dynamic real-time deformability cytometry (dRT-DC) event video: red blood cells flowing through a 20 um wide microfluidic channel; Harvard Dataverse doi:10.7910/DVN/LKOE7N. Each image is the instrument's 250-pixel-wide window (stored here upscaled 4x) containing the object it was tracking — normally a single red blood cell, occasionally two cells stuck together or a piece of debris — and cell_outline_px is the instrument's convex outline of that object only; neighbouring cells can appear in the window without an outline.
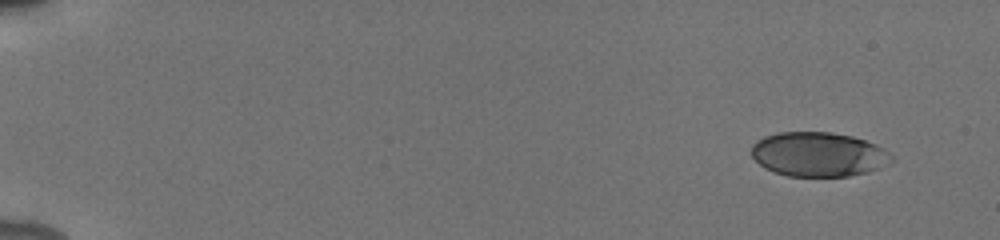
{"species": "human", "species_latin": "Homo sapiens", "temperature_condition": "cold", "stored_images_in_passage": 51, "camera_frame_rate_fps": 3000, "um_per_image_px": 0.085, "donor": {"sex": "male"}, "frame": {"image": 1, "passage_image": 1, "time_ms": 0.0, "image_size_px": [1000, 240], "cell_outline_px": [[896, 160], [880, 168], [868, 172], [848, 176], [788, 176], [764, 168], [752, 156], [752, 144], [756, 140], [764, 136], [776, 132], [828, 132], [852, 136], [876, 144], [884, 148]], "centroid_in_image_um": [69.58, 13.11], "position_along_channel_um": 15.4, "area_um2": 36.41}}
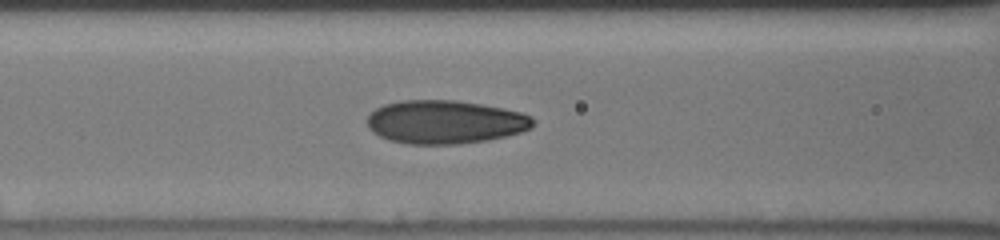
{"frame": {"image": 2, "passage_image": 22, "time_ms": 7.0, "image_size_px": [1000, 240], "cell_outline_px": [[536, 120], [532, 128], [520, 132], [488, 140], [456, 144], [408, 144], [388, 140], [372, 132], [368, 128], [368, 116], [376, 108], [384, 104], [400, 100], [456, 100], [504, 108], [520, 112], [532, 116]], "centroid_in_image_um": [37.83, 10.37], "position_along_channel_um": 128.8, "area_um2": 42.14}}
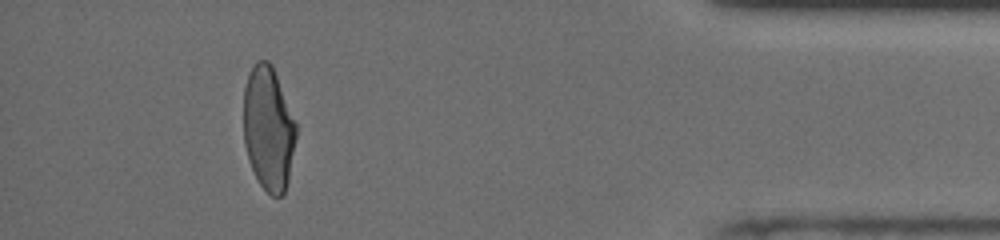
{"frame": {"image": 3, "passage_image": 47, "time_ms": 15.333, "image_size_px": [1000, 240], "cell_outline_px": [[296, 136], [288, 180], [284, 196], [272, 196], [260, 184], [248, 160], [244, 144], [244, 88], [248, 76], [252, 68], [260, 60], [268, 60], [272, 64], [296, 124]], "centroid_in_image_um": [22.81, 10.94], "position_along_channel_um": 412.4, "area_um2": 37.63}, "authors_computed_cell_mechanics": {"area_um2": 39.4774, "velocity_mm_per_s": 3.913, "shape_relaxation_time_tau1_ms": 6.2902, "shape_relaxation_time_tau2_ms": 1.0162, "deformation_change_tau1": 0.1936, "deformation_change_tau2": 0.0629}}